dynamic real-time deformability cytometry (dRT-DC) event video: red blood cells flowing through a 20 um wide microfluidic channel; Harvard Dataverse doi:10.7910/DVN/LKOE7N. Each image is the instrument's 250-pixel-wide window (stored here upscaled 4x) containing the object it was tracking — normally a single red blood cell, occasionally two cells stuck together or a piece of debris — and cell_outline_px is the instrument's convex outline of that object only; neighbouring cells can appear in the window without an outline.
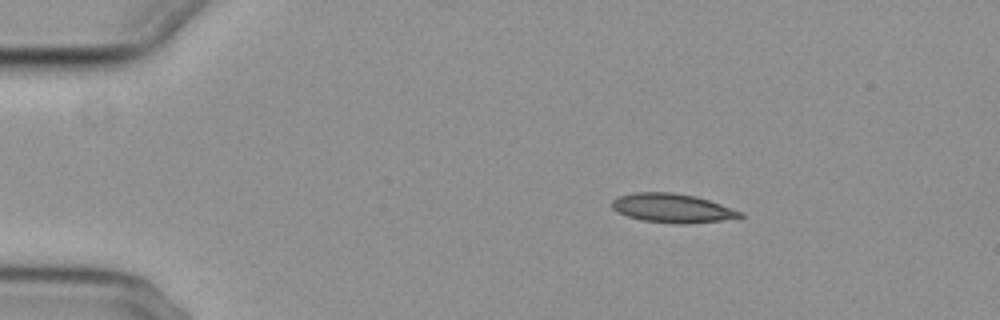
{"species": "common noctule bat (a hibernating species)", "species_latin": "Nyctalus noctula", "temperature_condition": "cold", "stored_images_in_passage": 33, "camera_frame_rate_fps": 3000, "um_per_image_px": 0.085, "animal": {"sex": "female", "body_mass_g": 29.2, "forearm_length_mm": 56.3}, "frame": {"image": 1, "passage_image": 1, "time_ms": 0.0, "image_size_px": [1000, 320], "cell_outline_px": [[744, 216], [720, 220], [688, 224], [676, 224], [640, 220], [628, 216], [612, 208], [612, 200], [620, 196], [632, 192], [672, 192], [696, 196], [744, 212]], "centroid_in_image_um": [57.14, 17.69], "position_along_channel_um": 27.9, "area_um2": 21.56}}
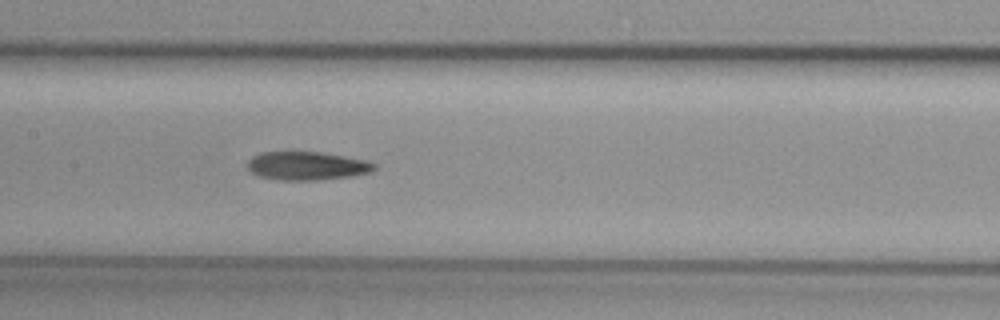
{"frame": {"image": 2, "passage_image": 19, "time_ms": 6.0, "image_size_px": [1000, 320], "cell_outline_px": [[376, 168], [372, 172], [352, 176], [320, 180], [276, 180], [260, 176], [252, 172], [248, 168], [248, 160], [252, 156], [260, 152], [320, 152], [364, 160], [376, 164]], "centroid_in_image_um": [26.08, 14.1], "position_along_channel_um": 181.3, "area_um2": 20.98}}
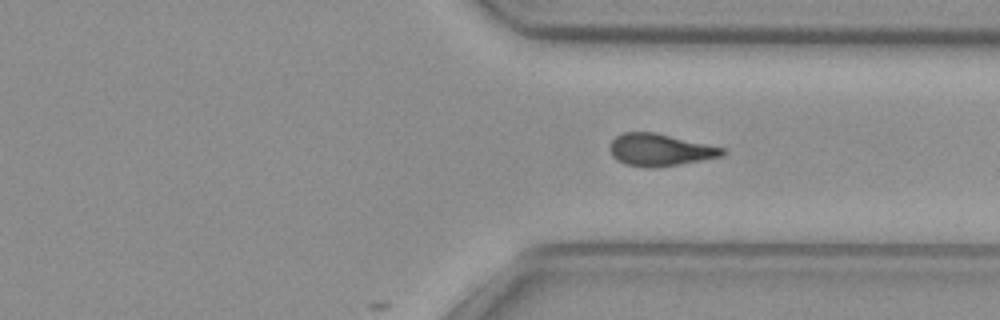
{"frame": {"image": 3, "passage_image": 33, "time_ms": 10.667, "image_size_px": [1000, 320], "cell_outline_px": [[728, 152], [724, 156], [680, 164], [656, 168], [652, 168], [624, 164], [616, 160], [612, 156], [612, 140], [616, 136], [624, 132], [652, 132], [724, 148]], "centroid_in_image_um": [56.12, 12.76], "position_along_channel_um": 355.3, "area_um2": 20.87}}